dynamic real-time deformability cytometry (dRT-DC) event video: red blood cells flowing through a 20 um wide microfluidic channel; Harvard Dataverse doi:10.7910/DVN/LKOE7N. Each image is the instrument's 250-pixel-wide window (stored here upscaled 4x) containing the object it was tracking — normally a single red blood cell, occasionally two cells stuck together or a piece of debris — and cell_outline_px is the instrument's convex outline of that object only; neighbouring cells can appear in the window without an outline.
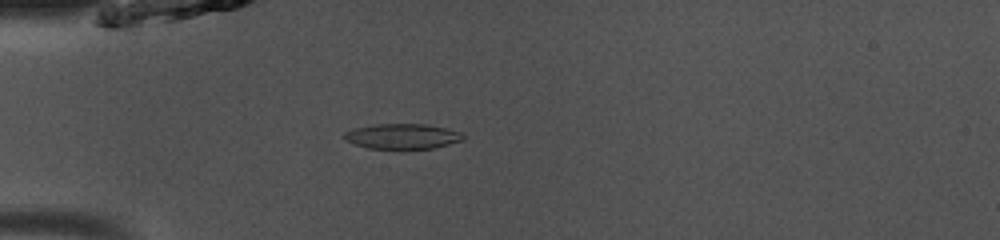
{"species": "common noctule bat (a hibernating species)", "species_latin": "Nyctalus noctula", "temperature_condition": "room temperature", "stored_images_in_passage": 45, "camera_frame_rate_fps": 3000, "um_per_image_px": 0.085, "animal": {"sex": "male", "body_mass_g": 13.0, "forearm_length_mm": 53.1}, "frame": {"image": 1, "passage_image": 10, "time_ms": 3.0, "image_size_px": [1000, 240], "cell_outline_px": [[464, 140], [432, 148], [368, 148], [344, 140], [344, 132], [356, 128], [376, 124], [428, 124], [460, 132], [464, 136]], "centroid_in_image_um": [34.2, 11.58], "position_along_channel_um": 50.8, "area_um2": 17.17}}
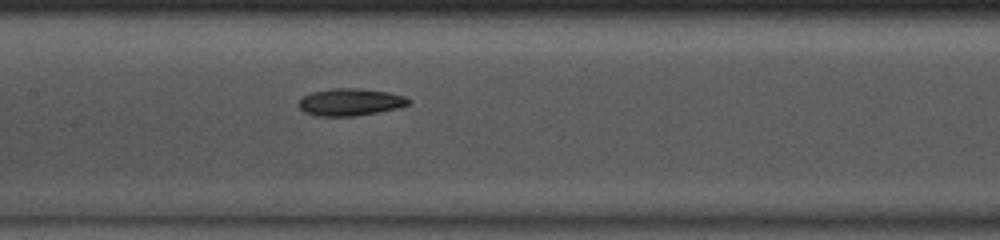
{"frame": {"image": 2, "passage_image": 20, "time_ms": 6.333, "image_size_px": [1000, 240], "cell_outline_px": [[412, 104], [396, 108], [376, 112], [352, 116], [320, 116], [304, 112], [300, 108], [300, 100], [304, 96], [312, 92], [332, 88], [360, 88], [388, 92], [404, 96], [412, 100]], "centroid_in_image_um": [29.81, 8.66], "position_along_channel_um": 177.6, "area_um2": 17.28}}
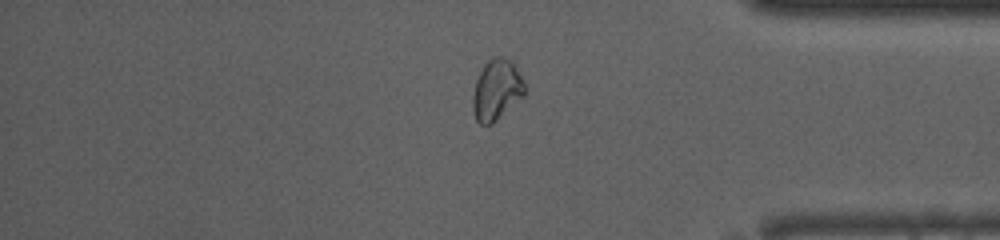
{"frame": {"image": 3, "passage_image": 37, "time_ms": 12.0, "image_size_px": [1000, 240], "cell_outline_px": [[524, 96], [492, 124], [480, 124], [476, 120], [472, 108], [472, 96], [476, 80], [484, 64], [492, 56], [500, 56], [512, 60], [524, 84]], "centroid_in_image_um": [42.19, 7.63], "position_along_channel_um": 393.0, "area_um2": 18.32}, "authors_computed_cell_mechanics": {"area_um2": 17.5134, "velocity_mm_per_s": 4.1065, "shape_relaxation_time_tau1_ms": null, "shape_relaxation_time_tau2_ms": 5.645, "deformation_change_tau1": null, "deformation_change_tau2": 0.1105}}